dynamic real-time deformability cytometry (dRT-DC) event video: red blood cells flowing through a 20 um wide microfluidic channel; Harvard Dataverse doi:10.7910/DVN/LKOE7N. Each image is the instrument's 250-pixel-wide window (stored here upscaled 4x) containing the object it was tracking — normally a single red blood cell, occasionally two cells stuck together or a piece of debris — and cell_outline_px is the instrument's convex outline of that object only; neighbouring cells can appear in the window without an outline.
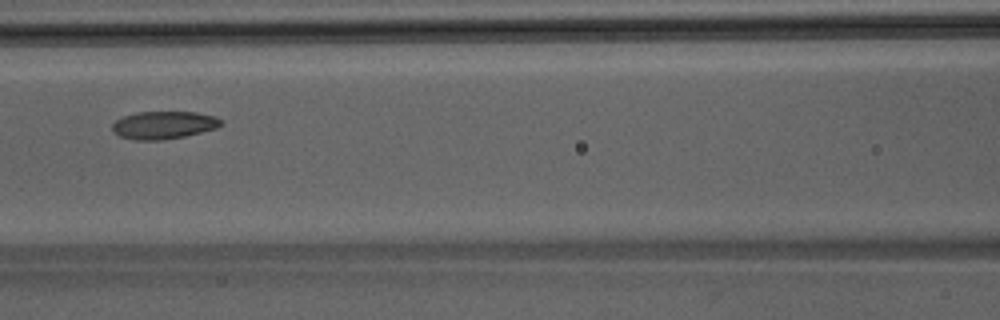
{"species": "Egyptian fruit bat (a non-hibernating species)", "species_latin": "Rousettus aegyptiacus", "temperature_condition": "room temperature", "stored_images_in_passage": 17, "camera_frame_rate_fps": 3000, "um_per_image_px": 0.085, "animal": {"sex": "male"}, "frame": {"image": 1, "passage_image": 12, "time_ms": 3.667, "image_size_px": [1000, 320], "cell_outline_px": [[224, 124], [216, 128], [184, 136], [160, 140], [136, 140], [120, 136], [112, 128], [112, 124], [116, 120], [124, 116], [136, 112], [196, 112], [216, 116]], "centroid_in_image_um": [13.93, 10.62], "position_along_channel_um": 152.7, "area_um2": 17.4}}